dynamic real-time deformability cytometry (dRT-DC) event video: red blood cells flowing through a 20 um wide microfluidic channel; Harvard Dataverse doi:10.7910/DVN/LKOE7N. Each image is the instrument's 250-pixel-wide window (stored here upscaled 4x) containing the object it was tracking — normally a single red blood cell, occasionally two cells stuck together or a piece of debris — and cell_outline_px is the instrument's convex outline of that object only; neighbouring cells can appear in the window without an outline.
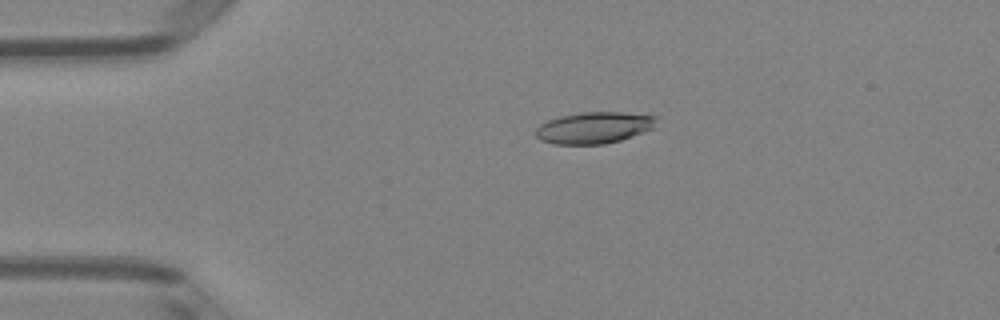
{"species": "Egyptian fruit bat (a non-hibernating species)", "species_latin": "Rousettus aegyptiacus", "temperature_condition": "room temperature", "stored_images_in_passage": 51, "camera_frame_rate_fps": 3000, "um_per_image_px": 0.085, "animal": {"sex": "female"}, "frame": {"image": 1, "passage_image": 11, "time_ms": 3.333, "image_size_px": [1000, 320], "cell_outline_px": [[656, 116], [652, 128], [632, 136], [620, 140], [604, 144], [556, 144], [540, 140], [536, 136], [536, 128], [540, 124], [548, 120], [560, 116], [580, 112], [624, 112]], "centroid_in_image_um": [50.44, 10.85], "position_along_channel_um": 34.6, "area_um2": 21.96}}
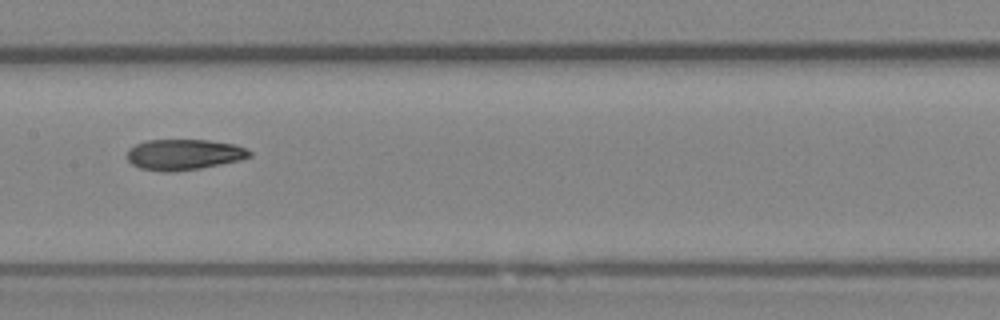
{"frame": {"image": 2, "passage_image": 26, "time_ms": 8.333, "image_size_px": [1000, 320], "cell_outline_px": [[252, 156], [240, 160], [200, 168], [172, 172], [164, 172], [140, 168], [132, 164], [128, 160], [128, 148], [144, 140], [208, 140], [236, 144], [252, 152]], "centroid_in_image_um": [15.63, 13.13], "position_along_channel_um": 191.8, "area_um2": 21.96}}
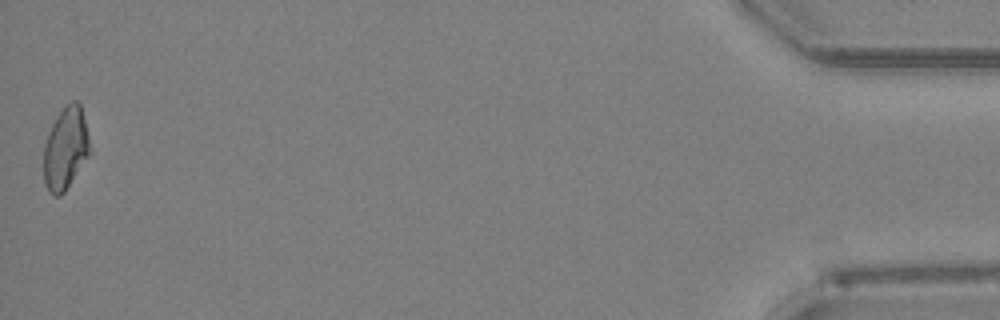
{"frame": {"image": 3, "passage_image": 51, "time_ms": 16.667, "image_size_px": [1000, 320], "cell_outline_px": [[92, 152], [64, 192], [60, 196], [52, 196], [48, 192], [44, 180], [44, 144], [48, 132], [56, 116], [64, 104], [72, 100], [76, 100], [80, 104]], "centroid_in_image_um": [5.57, 12.61], "position_along_channel_um": 429.6, "area_um2": 22.37}, "authors_computed_cell_mechanics": {"area_um2": 22.3108, "velocity_mm_per_s": 3.9895, "shape_relaxation_time_tau1_ms": null, "shape_relaxation_time_tau2_ms": 2.9857, "deformation_change_tau1": null, "deformation_change_tau2": 0.1012}}